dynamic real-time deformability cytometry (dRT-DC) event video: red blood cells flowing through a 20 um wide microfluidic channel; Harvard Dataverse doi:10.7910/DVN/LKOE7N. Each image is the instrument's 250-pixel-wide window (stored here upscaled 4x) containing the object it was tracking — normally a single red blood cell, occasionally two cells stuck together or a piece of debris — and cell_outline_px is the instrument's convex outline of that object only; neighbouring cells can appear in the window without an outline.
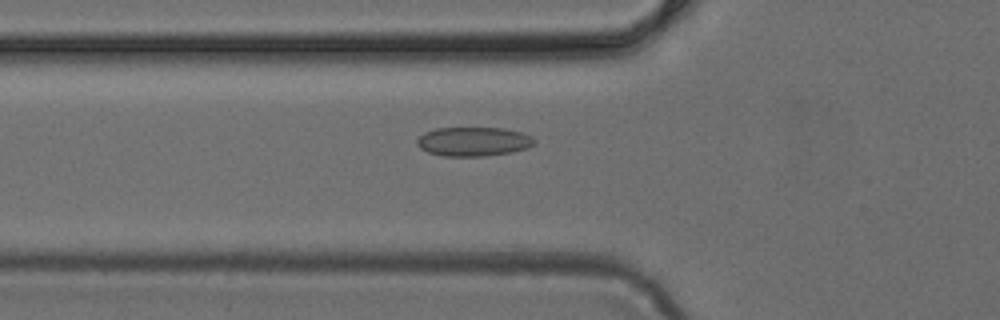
{"species": "common noctule bat (a hibernating species)", "species_latin": "Nyctalus noctula", "temperature_condition": "cold", "stored_images_in_passage": 49, "camera_frame_rate_fps": 3000, "um_per_image_px": 0.085, "animal": {"sex": "female", "body_mass_g": 24.6, "forearm_length_mm": 56.2}, "frame": {"image": 1, "passage_image": 17, "time_ms": 5.333, "image_size_px": [1000, 320], "cell_outline_px": [[536, 144], [528, 148], [512, 152], [484, 156], [444, 156], [428, 152], [420, 148], [416, 144], [416, 140], [424, 132], [436, 128], [504, 128], [520, 132], [532, 136], [536, 140]], "centroid_in_image_um": [40.26, 12.03], "position_along_channel_um": 85.5, "area_um2": 20.06}}
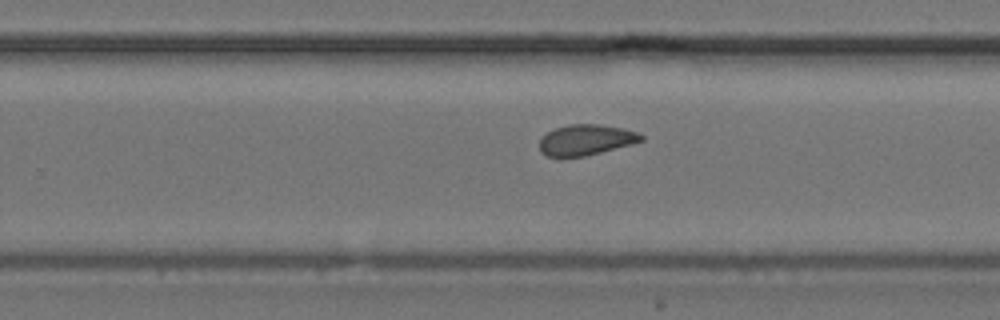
{"frame": {"image": 2, "passage_image": 31, "time_ms": 10.0, "image_size_px": [1000, 320], "cell_outline_px": [[644, 140], [632, 144], [584, 156], [560, 160], [544, 156], [540, 152], [540, 136], [556, 128], [568, 124], [600, 124], [624, 128], [640, 132], [644, 136]], "centroid_in_image_um": [49.76, 11.92], "position_along_channel_um": 280.0, "area_um2": 18.84}}
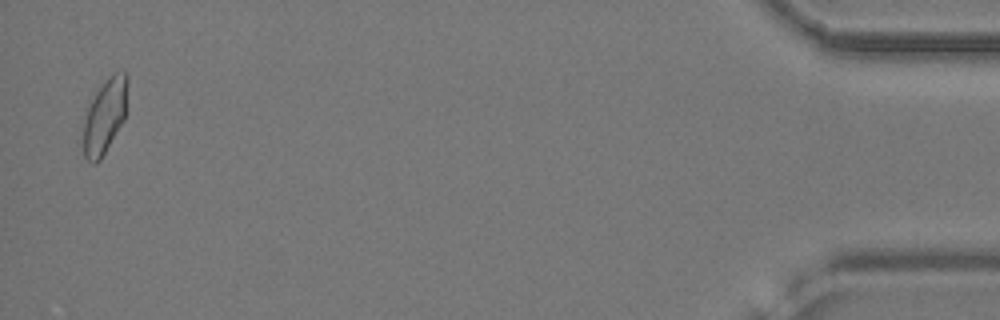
{"frame": {"image": 3, "passage_image": 48, "time_ms": 15.667, "image_size_px": [1000, 320], "cell_outline_px": [[128, 84], [124, 120], [100, 160], [96, 164], [92, 164], [84, 156], [84, 120], [88, 108], [96, 92], [104, 80], [112, 72], [124, 72], [128, 76]], "centroid_in_image_um": [8.93, 9.84], "position_along_channel_um": 426.3, "area_um2": 19.07}}